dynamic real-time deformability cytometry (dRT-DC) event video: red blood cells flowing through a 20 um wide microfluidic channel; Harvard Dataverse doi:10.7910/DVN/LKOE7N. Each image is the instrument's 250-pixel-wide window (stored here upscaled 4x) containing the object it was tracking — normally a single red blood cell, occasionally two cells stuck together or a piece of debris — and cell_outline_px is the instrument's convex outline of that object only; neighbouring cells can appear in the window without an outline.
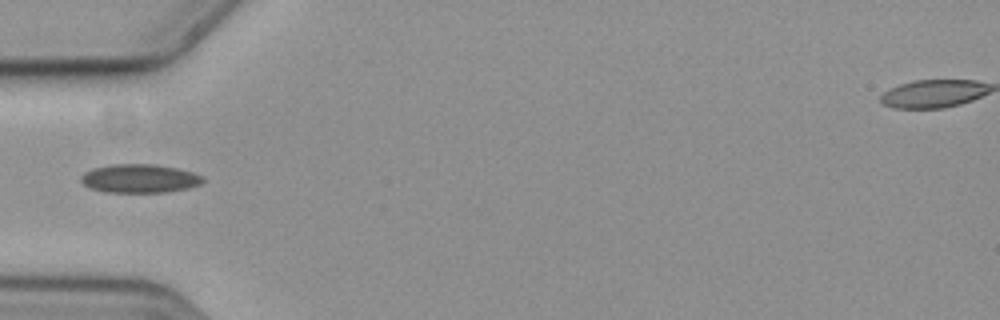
{"species": "common noctule bat (a hibernating species)", "species_latin": "Nyctalus noctula", "temperature_condition": "cold", "stored_images_in_passage": 14, "camera_frame_rate_fps": 3000, "um_per_image_px": 0.085, "animal": {"sex": "female", "body_mass_g": 19.3, "forearm_length_mm": 54.1}, "frame": {"image": 1, "passage_image": 1, "time_ms": 0.0, "image_size_px": [1000, 320], "cell_outline_px": [[204, 180], [200, 184], [188, 188], [164, 192], [104, 192], [92, 188], [84, 184], [80, 180], [80, 176], [84, 172], [92, 168], [112, 164], [156, 164], [176, 168], [192, 172], [200, 176]], "centroid_in_image_um": [11.83, 15.16], "position_along_channel_um": 73.2, "area_um2": 20.23}}